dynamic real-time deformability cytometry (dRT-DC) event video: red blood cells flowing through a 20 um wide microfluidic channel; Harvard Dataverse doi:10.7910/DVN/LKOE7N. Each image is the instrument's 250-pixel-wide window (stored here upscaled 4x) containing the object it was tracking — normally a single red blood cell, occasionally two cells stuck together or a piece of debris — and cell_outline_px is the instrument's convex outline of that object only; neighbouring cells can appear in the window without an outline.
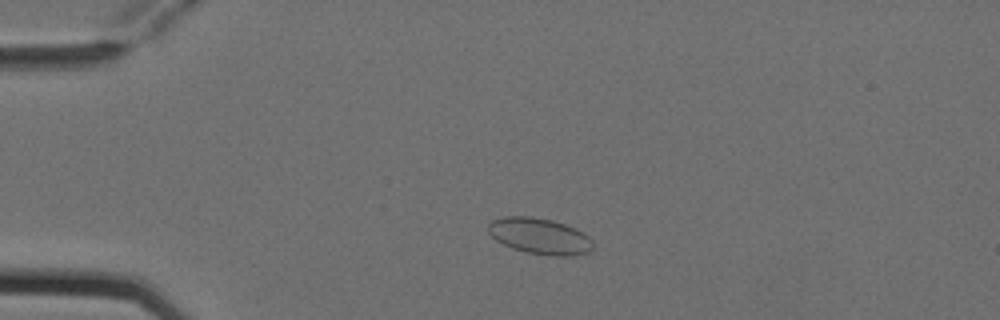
{"species": "Egyptian fruit bat (a non-hibernating species)", "species_latin": "Rousettus aegyptiacus", "temperature_condition": "cold", "stored_images_in_passage": 5, "camera_frame_rate_fps": 3000, "um_per_image_px": 0.085, "animal": {"sex": "female"}, "frame": {"image": 1, "passage_image": 3, "time_ms": 0.667, "image_size_px": [1000, 320], "cell_outline_px": [[592, 248], [588, 252], [572, 256], [556, 256], [524, 252], [512, 248], [496, 240], [488, 232], [488, 224], [492, 220], [504, 216], [532, 216], [552, 220], [576, 228], [588, 236], [592, 240]], "centroid_in_image_um": [45.86, 20.06], "position_along_channel_um": 39.1, "area_um2": 22.08}}
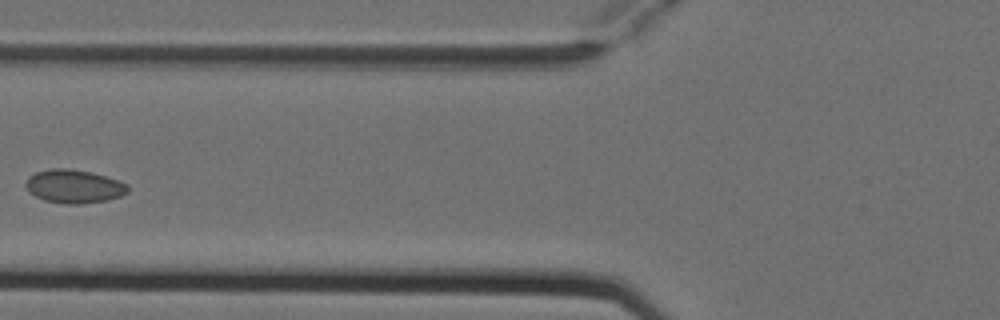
{"frame": {"image": 2, "passage_image": 5, "time_ms": 1.333, "image_size_px": [1000, 320], "cell_outline_px": [[128, 192], [120, 196], [104, 200], [80, 204], [64, 204], [44, 200], [28, 192], [24, 184], [28, 176], [36, 172], [52, 168], [68, 168], [92, 172], [128, 184]], "centroid_in_image_um": [6.24, 15.83], "position_along_channel_um": 119.6, "area_um2": 19.88}}